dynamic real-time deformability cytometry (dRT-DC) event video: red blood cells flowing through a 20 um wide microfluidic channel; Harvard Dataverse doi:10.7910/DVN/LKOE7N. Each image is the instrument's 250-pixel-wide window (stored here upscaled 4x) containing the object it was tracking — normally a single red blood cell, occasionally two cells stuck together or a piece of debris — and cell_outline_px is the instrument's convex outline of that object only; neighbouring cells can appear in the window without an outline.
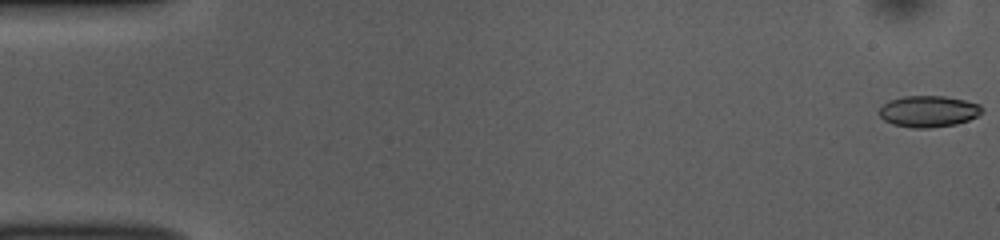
{"species": "common noctule bat (a hibernating species)", "species_latin": "Nyctalus noctula", "temperature_condition": "room temperature", "stored_images_in_passage": 52, "camera_frame_rate_fps": 3000, "um_per_image_px": 0.085, "animal": {"sex": "female", "body_mass_g": 10.0, "forearm_length_mm": 53.1}, "frame": {"image": 1, "passage_image": 1, "time_ms": 0.0, "image_size_px": [1000, 240], "cell_outline_px": [[984, 108], [976, 116], [968, 120], [956, 124], [928, 128], [912, 128], [892, 124], [884, 120], [880, 116], [880, 108], [888, 100], [904, 96], [944, 96], [964, 100], [980, 104]], "centroid_in_image_um": [78.91, 9.46], "position_along_channel_um": 6.1, "area_um2": 18.73}}
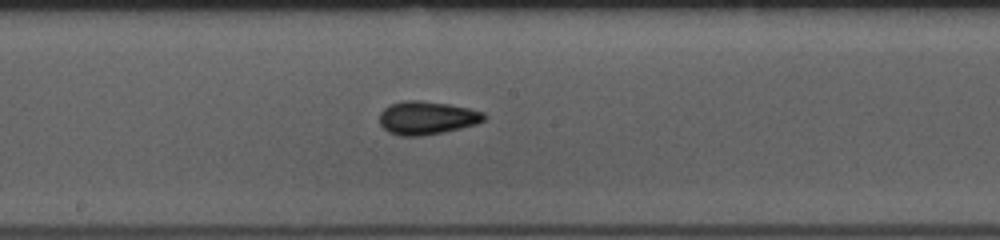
{"frame": {"image": 2, "passage_image": 28, "time_ms": 9.0, "image_size_px": [1000, 240], "cell_outline_px": [[488, 116], [484, 120], [476, 124], [444, 132], [420, 136], [400, 136], [388, 132], [380, 124], [380, 112], [388, 104], [404, 100], [420, 100], [448, 104], [468, 108], [484, 112]], "centroid_in_image_um": [36.27, 10.01], "position_along_channel_um": 211.9, "area_um2": 20.4}}
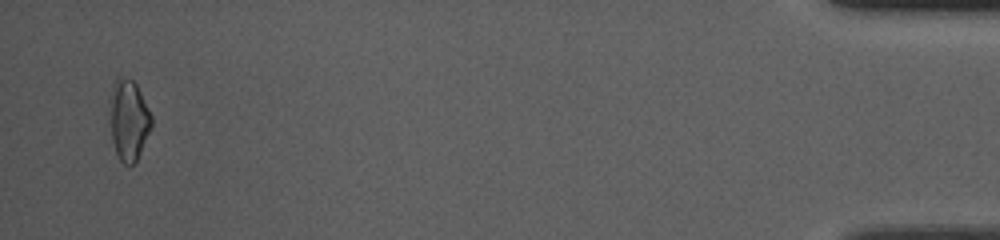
{"frame": {"image": 3, "passage_image": 51, "time_ms": 16.667, "image_size_px": [1000, 240], "cell_outline_px": [[152, 124], [140, 152], [136, 160], [132, 164], [124, 164], [120, 160], [116, 152], [112, 140], [108, 100], [112, 84], [116, 76], [124, 76], [132, 80], [136, 84], [152, 116]], "centroid_in_image_um": [10.89, 10.12], "position_along_channel_um": 424.3, "area_um2": 19.71}, "authors_computed_cell_mechanics": {"area_um2": 19.074, "velocity_mm_per_s": 3.8563, "shape_relaxation_time_tau1_ms": 4.0207, "shape_relaxation_time_tau2_ms": 6.1311, "deformation_change_tau1": 0.0903, "deformation_change_tau2": 0.1302}}